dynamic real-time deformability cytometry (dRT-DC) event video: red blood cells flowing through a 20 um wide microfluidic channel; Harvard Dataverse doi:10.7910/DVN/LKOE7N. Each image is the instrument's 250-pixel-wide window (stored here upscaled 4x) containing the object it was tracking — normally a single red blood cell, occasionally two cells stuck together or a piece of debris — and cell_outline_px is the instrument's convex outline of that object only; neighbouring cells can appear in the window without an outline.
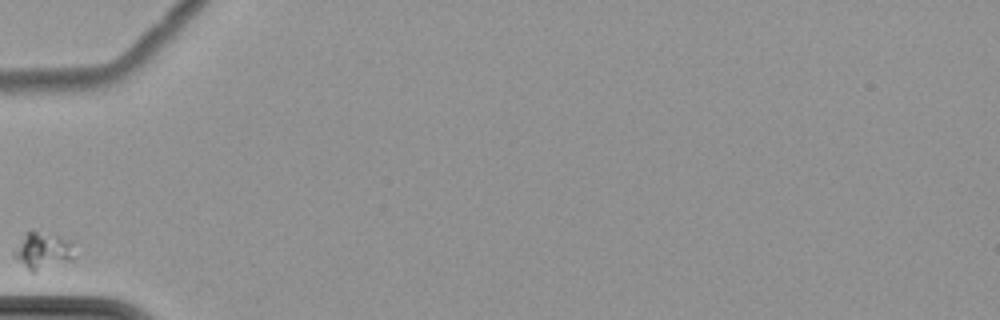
{"species": "common noctule bat (a hibernating species)", "species_latin": "Nyctalus noctula", "temperature_condition": "cold", "stored_images_in_passage": 5, "camera_frame_rate_fps": 3000, "um_per_image_px": 0.085, "animal": {"sex": "female", "body_mass_g": 22.7, "forearm_length_mm": 54.2}, "frame": {"image": 1, "passage_image": 1, "time_ms": 0.0, "image_size_px": [1000, 320], "cell_outline_px": [[76, 256], [72, 260], [36, 272], [32, 272], [16, 260], [12, 256], [12, 252], [24, 232], [32, 228], [72, 240]], "centroid_in_image_um": [3.63, 21.28], "position_along_channel_um": 81.4, "area_um2": 13.64}}
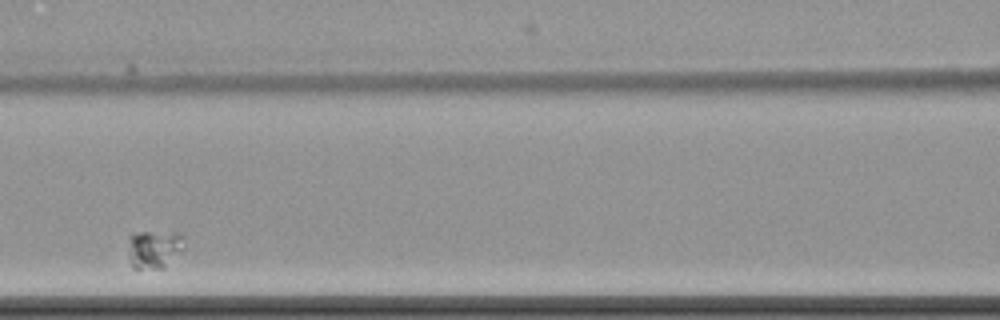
{"frame": {"image": 2, "passage_image": 3, "time_ms": 2.333, "image_size_px": [1000, 320], "cell_outline_px": [[184, 248], [164, 268], [132, 268], [128, 236], [132, 232], [180, 232], [184, 236]], "centroid_in_image_um": [13.13, 21.13], "position_along_channel_um": 153.5, "area_um2": 12.54}}
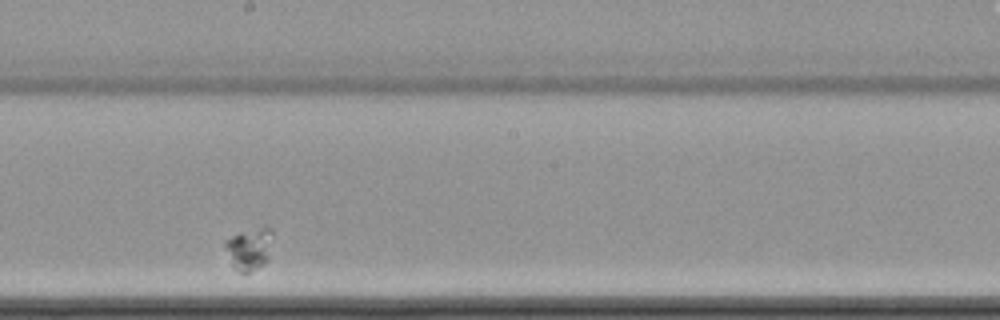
{"frame": {"image": 3, "passage_image": 5, "time_ms": 4.667, "image_size_px": [1000, 320], "cell_outline_px": [[272, 232], [268, 260], [264, 264], [248, 272], [240, 272], [232, 264], [224, 244], [224, 240], [240, 232], [260, 228], [272, 228]], "centroid_in_image_um": [21.19, 21.14], "position_along_channel_um": 227.0, "area_um2": 11.27}}